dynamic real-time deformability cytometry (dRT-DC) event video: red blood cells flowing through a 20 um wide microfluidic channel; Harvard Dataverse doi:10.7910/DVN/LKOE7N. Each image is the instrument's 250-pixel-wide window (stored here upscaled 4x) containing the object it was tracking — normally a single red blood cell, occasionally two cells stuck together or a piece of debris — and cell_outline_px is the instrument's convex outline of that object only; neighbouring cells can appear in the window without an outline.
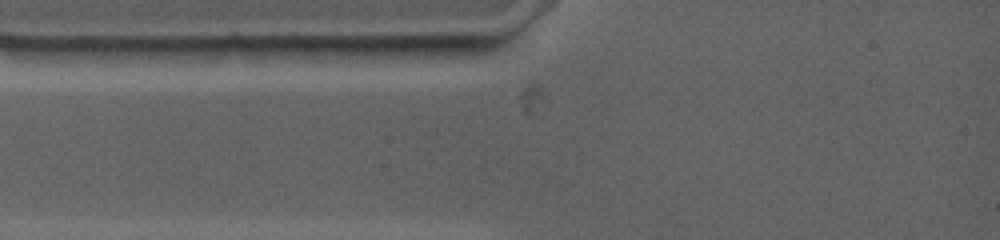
{"species": "common noctule bat (a hibernating species)", "species_latin": "Nyctalus noctula", "temperature_condition": "warm", "stored_images_in_passage": 3, "camera_frame_rate_fps": 4500, "um_per_image_px": 0.085, "animal": {"sex": "female", "body_mass_g": 19.0, "forearm_length_mm": 53.3}, "frame": {"image": 1, "passage_image": 1, "time_ms": 0.0, "image_size_px": [1000, 240], "cell_outline_px": [[464, 44], [424, 64], [372, 64], [348, 56], [332, 48], [428, 44]], "centroid_in_image_um": [33.87, 4.54], "position_along_channel_um": 51.1, "area_um2": 12.72}}